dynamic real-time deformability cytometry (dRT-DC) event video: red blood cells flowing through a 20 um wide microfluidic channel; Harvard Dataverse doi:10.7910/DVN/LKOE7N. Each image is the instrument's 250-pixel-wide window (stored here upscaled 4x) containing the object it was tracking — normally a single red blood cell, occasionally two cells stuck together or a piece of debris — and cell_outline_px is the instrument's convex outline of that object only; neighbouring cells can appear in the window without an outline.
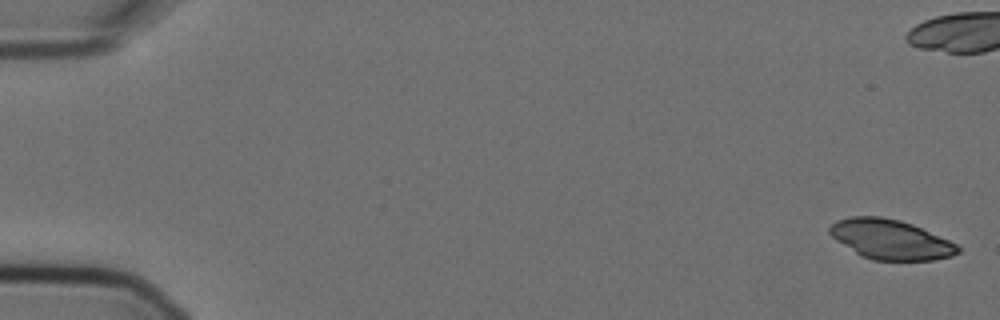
{"species": "Egyptian fruit bat (a non-hibernating species)", "species_latin": "Rousettus aegyptiacus", "temperature_condition": "cold", "stored_images_in_passage": 4, "camera_frame_rate_fps": 3000, "um_per_image_px": 0.085, "animal": {"sex": "female"}, "frame": {"image": 1, "passage_image": 1, "time_ms": 0.0, "image_size_px": [1000, 320], "cell_outline_px": [[960, 252], [952, 256], [936, 260], [872, 260], [860, 256], [836, 240], [828, 232], [828, 228], [836, 220], [852, 216], [880, 216], [900, 220], [912, 224], [948, 240], [956, 244], [960, 248]], "centroid_in_image_um": [75.67, 20.36], "position_along_channel_um": 9.3, "area_um2": 29.71}}